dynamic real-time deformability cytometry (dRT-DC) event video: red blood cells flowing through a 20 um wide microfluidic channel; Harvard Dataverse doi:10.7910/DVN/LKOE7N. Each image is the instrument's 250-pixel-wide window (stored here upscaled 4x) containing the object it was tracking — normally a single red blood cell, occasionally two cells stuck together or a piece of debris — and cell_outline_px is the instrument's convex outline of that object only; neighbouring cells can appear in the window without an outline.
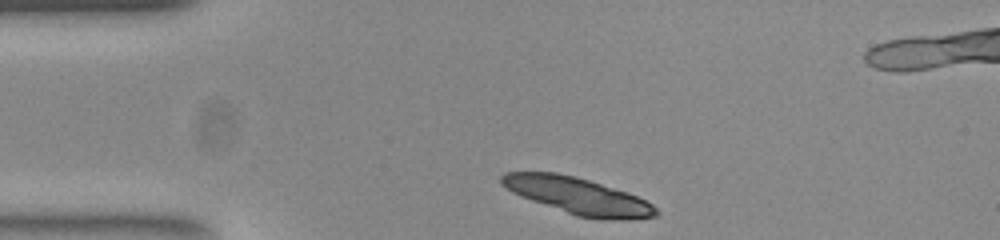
{"species": "common noctule bat (a hibernating species)", "species_latin": "Nyctalus noctula", "temperature_condition": "room temperature", "stored_images_in_passage": 34, "camera_frame_rate_fps": 3000, "um_per_image_px": 0.085, "animal": {"sex": "female", "body_mass_g": 23.0, "forearm_length_mm": 53.4}, "frame": {"image": 1, "passage_image": 1, "time_ms": 0.0, "image_size_px": [1000, 240], "cell_outline_px": [[660, 212], [656, 216], [632, 220], [600, 220], [576, 216], [520, 196], [512, 192], [500, 184], [500, 176], [504, 172], [556, 172], [576, 176], [628, 192], [652, 204]], "centroid_in_image_um": [49.13, 16.66], "position_along_channel_um": 35.9, "area_um2": 33.23}, "authors_computed_cell_mechanics": {"area_um2": 18.1781, "velocity_mm_per_s": 3.7853, "shape_relaxation_time_tau1_ms": 2.4004, "shape_relaxation_time_tau2_ms": null, "deformation_change_tau1": 0.1138, "deformation_change_tau2": null}}